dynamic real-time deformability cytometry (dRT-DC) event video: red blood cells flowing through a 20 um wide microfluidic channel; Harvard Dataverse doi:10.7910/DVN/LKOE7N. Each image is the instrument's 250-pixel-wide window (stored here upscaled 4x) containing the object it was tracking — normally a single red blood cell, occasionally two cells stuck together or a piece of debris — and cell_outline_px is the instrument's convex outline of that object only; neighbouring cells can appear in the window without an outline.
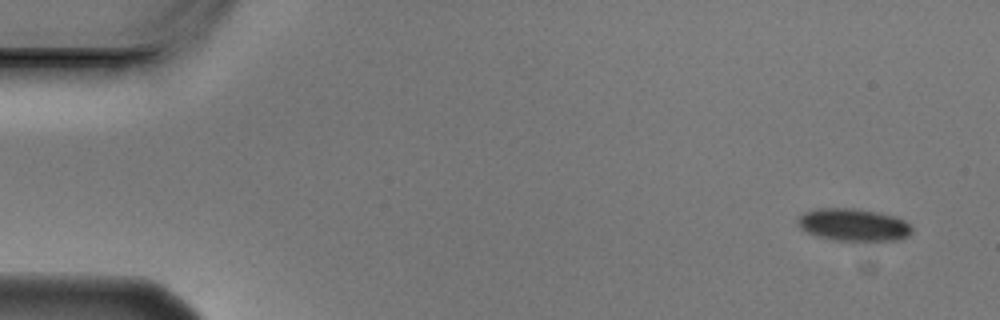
{"species": "Egyptian fruit bat (a non-hibernating species)", "species_latin": "Rousettus aegyptiacus", "temperature_condition": "cold", "stored_images_in_passage": 4, "camera_frame_rate_fps": 3000, "um_per_image_px": 0.085, "animal": {"sex": "male"}, "frame": {"image": 1, "passage_image": 1, "time_ms": 0.0, "image_size_px": [1000, 320], "cell_outline_px": [[912, 232], [908, 236], [896, 240], [832, 240], [816, 236], [800, 228], [796, 220], [804, 212], [816, 208], [856, 208], [880, 212], [896, 216], [904, 220], [912, 228]], "centroid_in_image_um": [72.53, 19.09], "position_along_channel_um": 12.5, "area_um2": 21.68}}
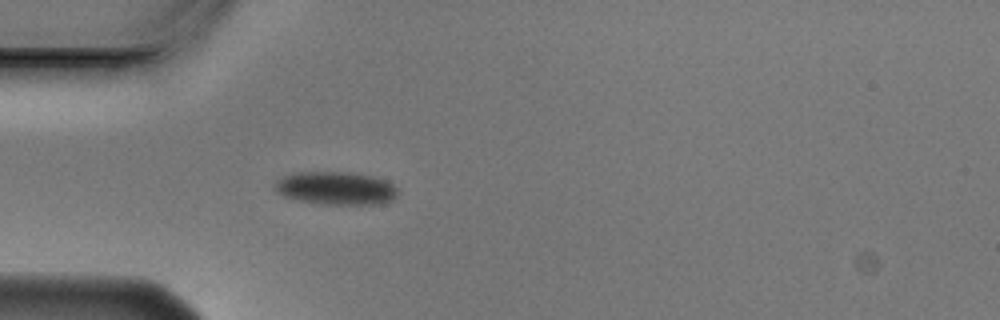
{"frame": {"image": 2, "passage_image": 4, "time_ms": 1.0, "image_size_px": [1000, 320], "cell_outline_px": [[400, 192], [392, 200], [380, 204], [320, 204], [300, 200], [284, 196], [276, 192], [272, 188], [276, 180], [284, 176], [296, 172], [348, 172], [372, 176], [388, 180]], "centroid_in_image_um": [28.55, 15.99], "position_along_channel_um": 56.4, "area_um2": 23.87}}